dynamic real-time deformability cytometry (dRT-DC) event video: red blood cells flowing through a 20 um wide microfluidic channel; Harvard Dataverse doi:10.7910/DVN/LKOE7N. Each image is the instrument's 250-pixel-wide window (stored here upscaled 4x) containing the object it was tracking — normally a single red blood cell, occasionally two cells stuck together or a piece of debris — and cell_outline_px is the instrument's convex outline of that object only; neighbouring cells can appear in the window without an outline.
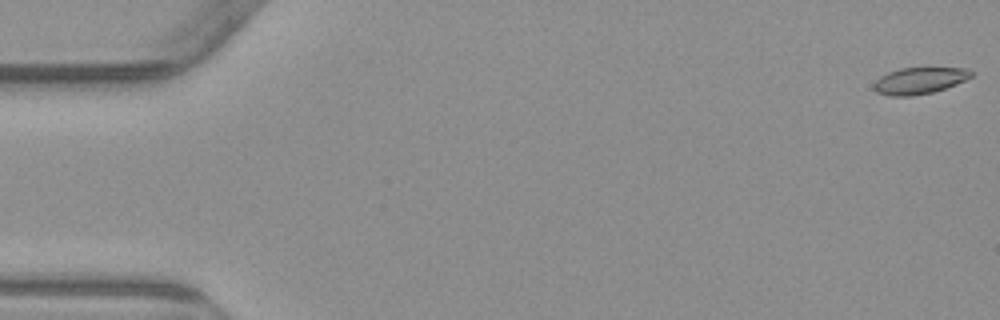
{"species": "common noctule bat (a hibernating species)", "species_latin": "Nyctalus noctula", "temperature_condition": "warm", "stored_images_in_passage": 8, "camera_frame_rate_fps": 3000, "um_per_image_px": 0.085, "animal": {"sex": "male", "body_mass_g": 23.1, "forearm_length_mm": 52.7}, "frame": {"image": 1, "passage_image": 1, "time_ms": 0.0, "image_size_px": [1000, 320], "cell_outline_px": [[972, 76], [956, 84], [932, 92], [912, 96], [888, 96], [876, 92], [872, 88], [872, 84], [880, 76], [888, 72], [900, 68], [968, 68], [972, 72]], "centroid_in_image_um": [78.09, 6.86], "position_along_channel_um": 6.9, "area_um2": 15.09}}
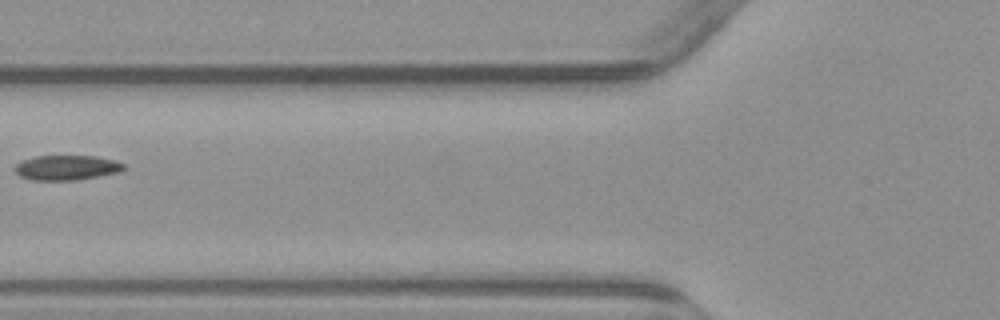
{"frame": {"image": 2, "passage_image": 7, "time_ms": 7.0, "image_size_px": [1000, 320], "cell_outline_px": [[128, 168], [120, 172], [76, 180], [32, 180], [20, 176], [12, 168], [20, 160], [36, 156], [96, 156], [116, 160], [124, 164]], "centroid_in_image_um": [5.67, 14.24], "position_along_channel_um": 120.1, "area_um2": 16.01}}
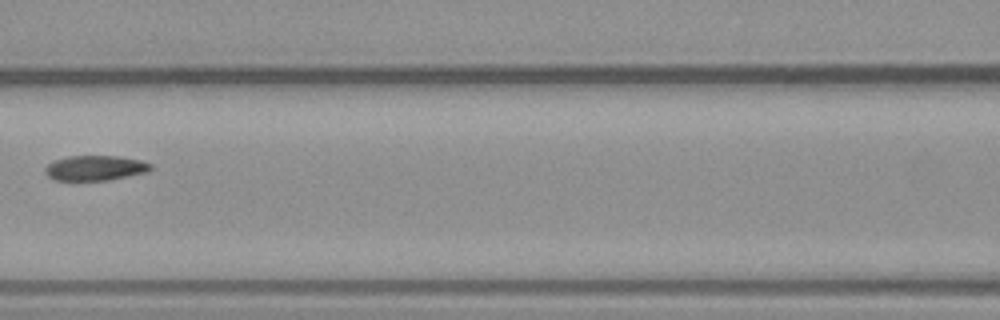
{"frame": {"image": 3, "passage_image": 8, "time_ms": 8.0, "image_size_px": [1000, 320], "cell_outline_px": [[152, 168], [148, 172], [108, 180], [56, 180], [48, 176], [44, 172], [44, 168], [48, 164], [56, 160], [68, 156], [120, 156], [140, 160], [152, 164]], "centroid_in_image_um": [8.11, 14.27], "position_along_channel_um": 158.5, "area_um2": 15.37}}